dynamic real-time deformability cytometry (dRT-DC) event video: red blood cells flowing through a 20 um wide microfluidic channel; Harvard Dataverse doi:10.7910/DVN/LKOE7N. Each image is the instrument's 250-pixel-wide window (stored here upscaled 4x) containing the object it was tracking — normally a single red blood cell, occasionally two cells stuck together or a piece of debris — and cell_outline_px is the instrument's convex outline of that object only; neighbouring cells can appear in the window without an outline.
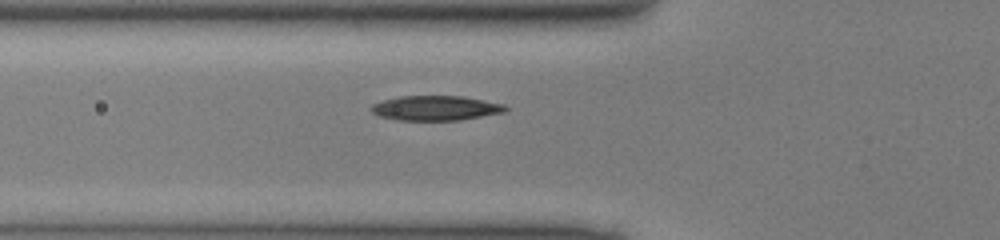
{"species": "common noctule bat (a hibernating species)", "species_latin": "Nyctalus noctula", "temperature_condition": "cold", "stored_images_in_passage": 32, "camera_frame_rate_fps": 3000, "um_per_image_px": 0.085, "animal": {"sex": "male", "body_mass_g": 13.0, "forearm_length_mm": 53.1}, "frame": {"image": 1, "passage_image": 2, "time_ms": 0.333, "image_size_px": [1000, 240], "cell_outline_px": [[508, 108], [504, 112], [460, 120], [396, 120], [380, 116], [372, 112], [368, 108], [372, 104], [384, 100], [400, 96], [464, 96], [504, 104]], "centroid_in_image_um": [37.01, 9.18], "position_along_channel_um": 88.8, "area_um2": 19.36}}
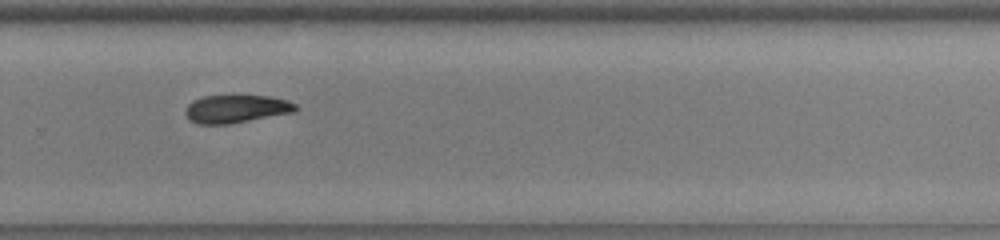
{"frame": {"image": 2, "passage_image": 18, "time_ms": 5.667, "image_size_px": [1000, 240], "cell_outline_px": [[300, 108], [296, 112], [228, 124], [196, 124], [188, 120], [184, 112], [188, 104], [192, 100], [204, 96], [268, 96], [288, 100], [296, 104]], "centroid_in_image_um": [20.08, 9.26], "position_along_channel_um": 309.7, "area_um2": 18.15}}
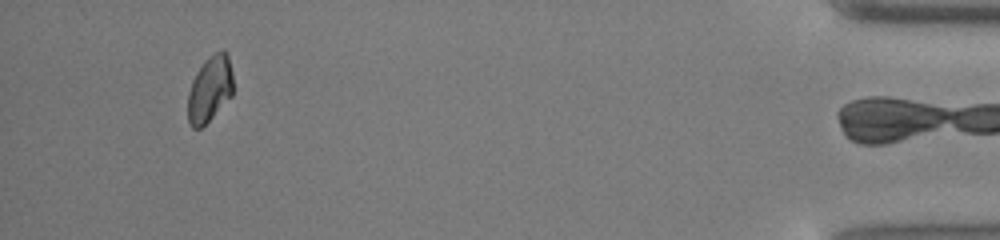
{"frame": {"image": 3, "passage_image": 31, "time_ms": 10.0, "image_size_px": [1000, 240], "cell_outline_px": [[232, 96], [200, 128], [192, 128], [188, 120], [188, 92], [192, 80], [196, 72], [204, 60], [208, 56], [224, 48], [228, 56], [232, 72]], "centroid_in_image_um": [17.82, 7.52], "position_along_channel_um": 417.4, "area_um2": 17.34}}